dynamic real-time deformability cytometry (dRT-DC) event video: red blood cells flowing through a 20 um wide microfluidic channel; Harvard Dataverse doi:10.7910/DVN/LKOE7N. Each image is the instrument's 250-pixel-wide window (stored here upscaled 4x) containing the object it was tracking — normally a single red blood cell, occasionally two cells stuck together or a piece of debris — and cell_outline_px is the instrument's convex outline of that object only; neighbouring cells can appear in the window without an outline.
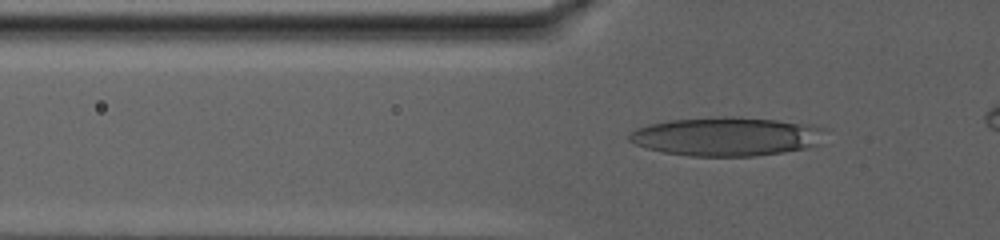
{"species": "human", "species_latin": "Homo sapiens", "temperature_condition": "warm", "stored_images_in_passage": 54, "camera_frame_rate_fps": 3000, "um_per_image_px": 0.085, "donor": {"sex": "male"}, "frame": {"image": 1, "passage_image": 11, "time_ms": 3.333, "image_size_px": [1000, 240], "cell_outline_px": [[824, 128], [816, 144], [808, 148], [784, 152], [756, 156], [688, 156], [664, 152], [648, 148], [636, 144], [628, 140], [628, 136], [636, 128], [648, 124], [668, 120], [724, 116], [740, 116], [776, 120], [808, 124]], "centroid_in_image_um": [61.71, 11.59], "position_along_channel_um": 64.1, "area_um2": 44.22}}
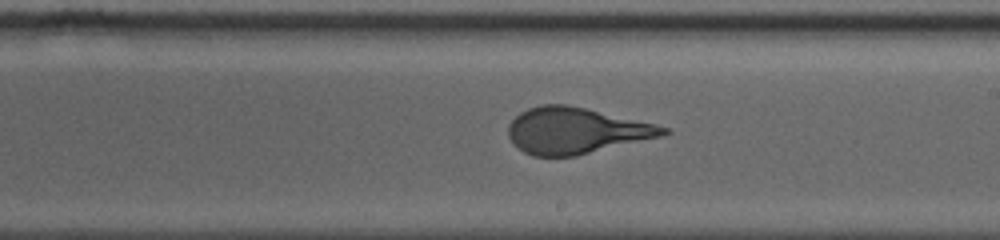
{"frame": {"image": 2, "passage_image": 30, "time_ms": 9.667, "image_size_px": [1000, 240], "cell_outline_px": [[672, 132], [660, 136], [576, 156], [532, 156], [524, 152], [512, 144], [508, 136], [508, 124], [520, 112], [528, 108], [540, 104], [568, 104], [656, 124], [668, 128]], "centroid_in_image_um": [48.9, 11.1], "position_along_channel_um": 240.1, "area_um2": 41.62}}
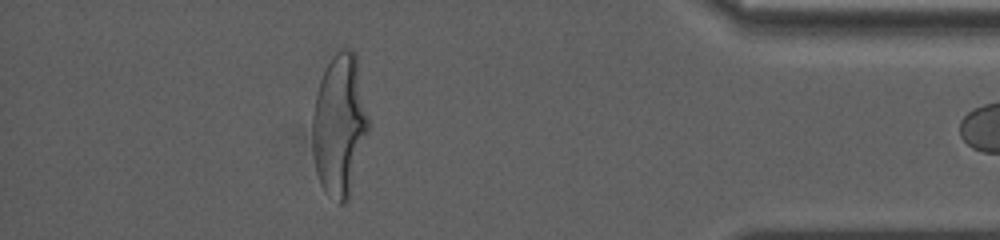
{"frame": {"image": 3, "passage_image": 51, "time_ms": 16.667, "image_size_px": [1000, 240], "cell_outline_px": [[368, 132], [348, 200], [344, 204], [340, 204], [324, 192], [320, 184], [316, 172], [312, 152], [312, 116], [316, 92], [320, 80], [332, 56], [340, 48], [352, 48], [356, 52], [368, 116]], "centroid_in_image_um": [28.84, 10.63], "position_along_channel_um": 406.4, "area_um2": 46.59}}